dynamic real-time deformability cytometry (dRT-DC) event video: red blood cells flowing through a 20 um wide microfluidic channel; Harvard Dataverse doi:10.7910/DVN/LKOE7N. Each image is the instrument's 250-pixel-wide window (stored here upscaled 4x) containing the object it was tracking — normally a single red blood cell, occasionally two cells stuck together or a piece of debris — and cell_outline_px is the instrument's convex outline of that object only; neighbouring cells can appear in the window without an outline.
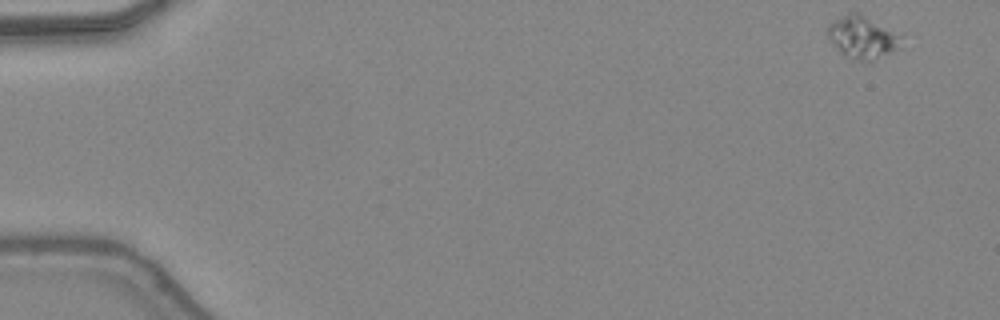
{"species": "common noctule bat (a hibernating species)", "species_latin": "Nyctalus noctula", "temperature_condition": "warm", "stored_images_in_passage": 47, "camera_frame_rate_fps": 3000, "um_per_image_px": 0.085, "animal": {"sex": "female", "body_mass_g": 24.6, "forearm_length_mm": 56.2}, "frame": {"image": 1, "passage_image": 1, "time_ms": 0.0, "image_size_px": [1000, 320], "cell_outline_px": [[900, 36], [896, 48], [892, 52], [872, 60], [852, 60], [844, 56], [828, 40], [828, 24], [848, 12], [856, 12], [864, 16]], "centroid_in_image_um": [73.19, 3.19], "position_along_channel_um": 11.8, "area_um2": 17.46}}
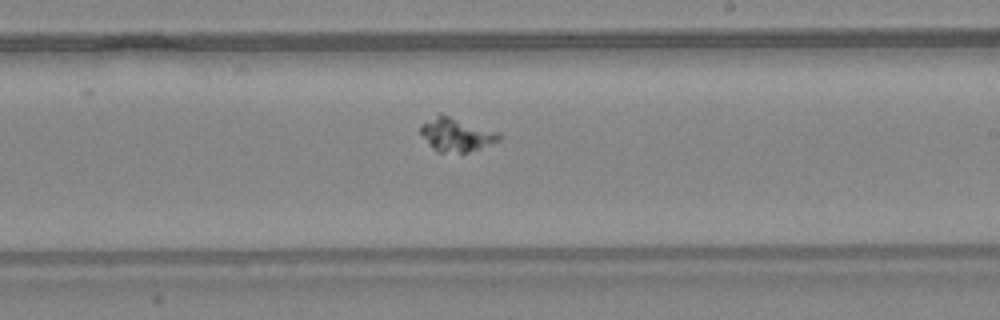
{"frame": {"image": 2, "passage_image": 28, "time_ms": 9.0, "image_size_px": [1000, 320], "cell_outline_px": [[504, 136], [500, 140], [480, 148], [468, 152], [436, 152], [432, 148], [420, 132], [420, 124], [440, 112], [500, 132]], "centroid_in_image_um": [38.81, 11.42], "position_along_channel_um": 250.2, "area_um2": 15.61}}
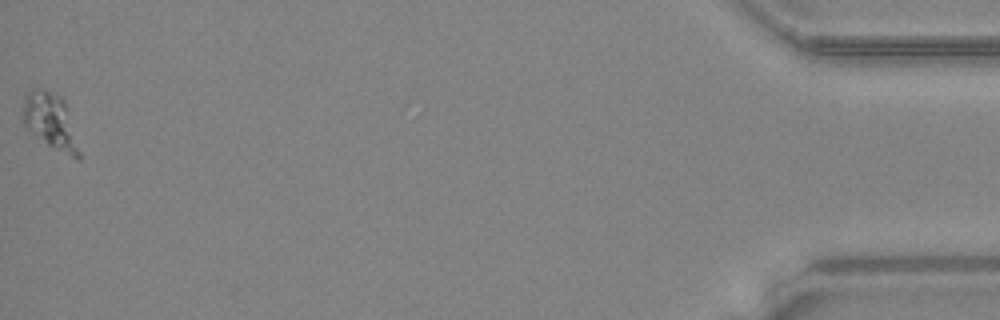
{"frame": {"image": 3, "passage_image": 47, "time_ms": 15.333, "image_size_px": [1000, 320], "cell_outline_px": [[80, 160], [76, 160], [48, 144], [24, 128], [20, 116], [24, 96], [32, 88], [40, 88], [60, 96], [64, 100], [80, 152]], "centroid_in_image_um": [4.22, 10.28], "position_along_channel_um": 431.0, "area_um2": 18.32}}